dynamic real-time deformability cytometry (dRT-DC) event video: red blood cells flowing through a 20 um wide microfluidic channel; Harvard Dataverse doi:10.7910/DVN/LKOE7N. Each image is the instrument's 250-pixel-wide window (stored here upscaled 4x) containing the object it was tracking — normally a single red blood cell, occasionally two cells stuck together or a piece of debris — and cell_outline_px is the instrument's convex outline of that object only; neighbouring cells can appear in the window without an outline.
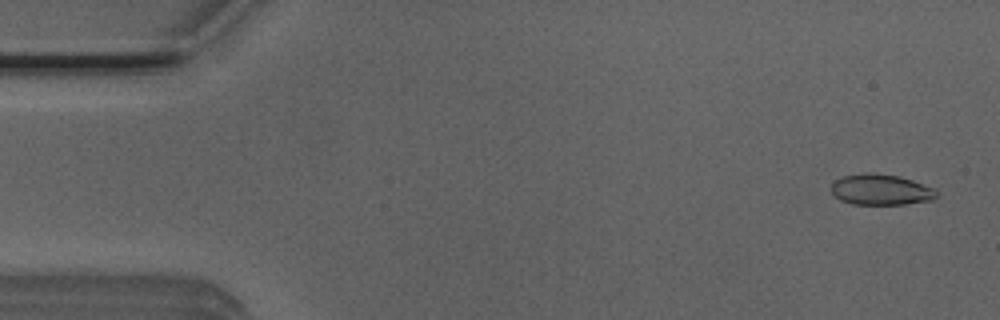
{"species": "Egyptian fruit bat (a non-hibernating species)", "species_latin": "Rousettus aegyptiacus", "temperature_condition": "room temperature", "stored_images_in_passage": 52, "camera_frame_rate_fps": 3000, "um_per_image_px": 0.085, "animal": {"sex": "male"}, "frame": {"image": 1, "passage_image": 2, "time_ms": 0.333, "image_size_px": [1000, 320], "cell_outline_px": [[936, 196], [932, 200], [904, 204], [852, 204], [840, 200], [832, 192], [832, 184], [836, 180], [844, 176], [864, 172], [872, 172], [900, 176], [936, 188]], "centroid_in_image_um": [74.89, 16.11], "position_along_channel_um": 10.1, "area_um2": 18.9}}
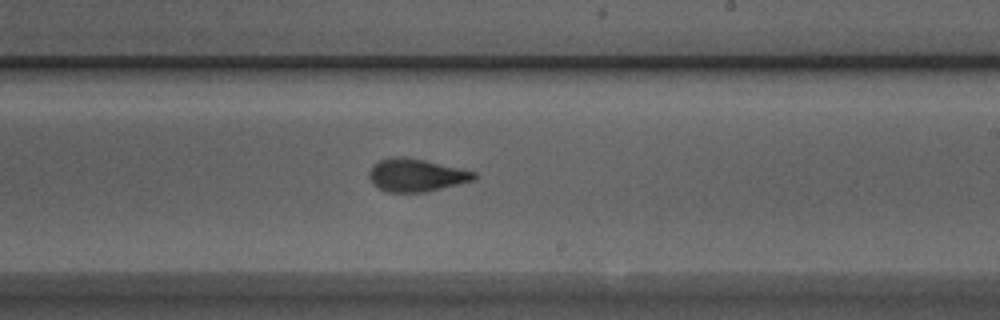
{"frame": {"image": 2, "passage_image": 30, "time_ms": 9.667, "image_size_px": [1000, 320], "cell_outline_px": [[476, 180], [424, 192], [388, 192], [372, 184], [368, 176], [368, 172], [372, 164], [380, 160], [392, 156], [400, 156], [424, 160], [460, 168], [476, 172]], "centroid_in_image_um": [35.35, 14.88], "position_along_channel_um": 253.7, "area_um2": 20.11}}
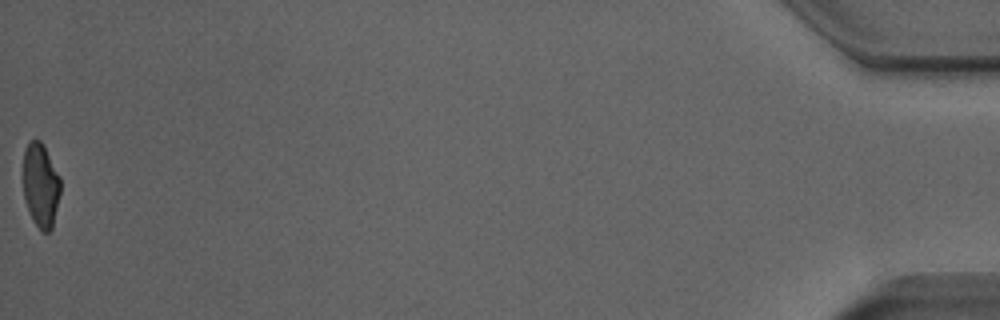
{"frame": {"image": 3, "passage_image": 52, "time_ms": 17.0, "image_size_px": [1000, 320], "cell_outline_px": [[60, 192], [52, 228], [48, 232], [44, 232], [32, 220], [24, 196], [24, 148], [28, 140], [40, 140], [44, 144], [60, 176]], "centroid_in_image_um": [3.47, 15.69], "position_along_channel_um": 431.7, "area_um2": 18.21}, "authors_computed_cell_mechanics": {"area_um2": 19.7387, "velocity_mm_per_s": 3.901, "shape_relaxation_time_tau1_ms": 4.7611, "shape_relaxation_time_tau2_ms": 1.3593, "deformation_change_tau1": 0.1644, "deformation_change_tau2": 0.0603}}